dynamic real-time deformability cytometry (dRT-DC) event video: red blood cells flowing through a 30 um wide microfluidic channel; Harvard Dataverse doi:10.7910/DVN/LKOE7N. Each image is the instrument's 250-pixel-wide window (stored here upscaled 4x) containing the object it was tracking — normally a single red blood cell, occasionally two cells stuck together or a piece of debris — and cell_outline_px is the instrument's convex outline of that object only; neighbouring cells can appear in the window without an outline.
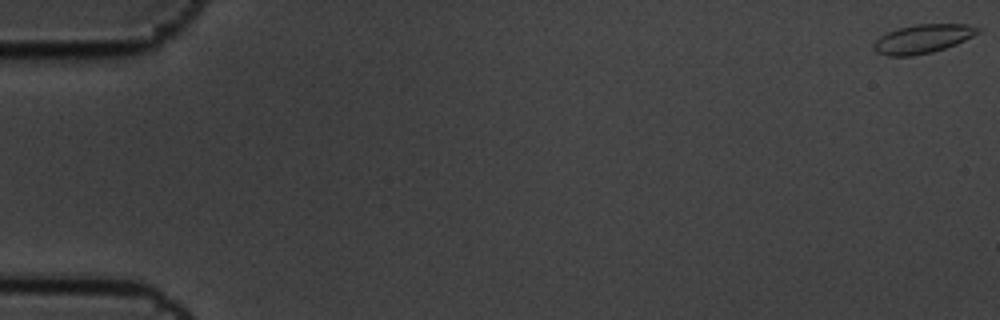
{"species": "common noctule bat (a hibernating species)", "species_latin": "Nyctalus noctula", "temperature_condition": "cold", "stored_images_in_passage": 6, "camera_frame_rate_fps": 3000, "um_per_image_px": 0.085, "animal": {"sex": "male", "body_mass_g": 19.5, "forearm_length_mm": 54.6}, "frame": {"image": 1, "passage_image": 1, "time_ms": 0.0, "image_size_px": [1000, 320], "cell_outline_px": [[984, 28], [980, 32], [956, 44], [932, 52], [912, 56], [888, 56], [876, 52], [872, 48], [872, 44], [880, 36], [888, 32], [900, 28], [916, 24], [968, 24]], "centroid_in_image_um": [78.44, 3.3], "position_along_channel_um": 6.6, "area_um2": 17.51}}
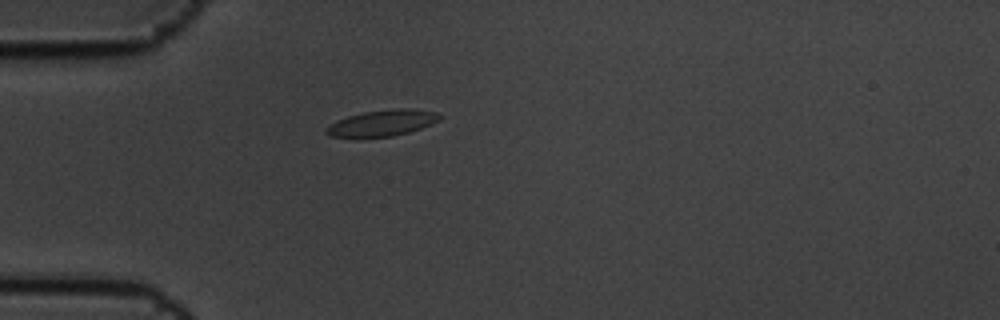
{"frame": {"image": 2, "passage_image": 5, "time_ms": 1.333, "image_size_px": [1000, 320], "cell_outline_px": [[444, 116], [440, 120], [432, 124], [408, 132], [392, 136], [328, 136], [324, 132], [324, 128], [336, 120], [348, 116], [364, 112], [396, 108], [408, 108], [436, 112]], "centroid_in_image_um": [32.51, 10.43], "position_along_channel_um": 52.5, "area_um2": 17.11}}